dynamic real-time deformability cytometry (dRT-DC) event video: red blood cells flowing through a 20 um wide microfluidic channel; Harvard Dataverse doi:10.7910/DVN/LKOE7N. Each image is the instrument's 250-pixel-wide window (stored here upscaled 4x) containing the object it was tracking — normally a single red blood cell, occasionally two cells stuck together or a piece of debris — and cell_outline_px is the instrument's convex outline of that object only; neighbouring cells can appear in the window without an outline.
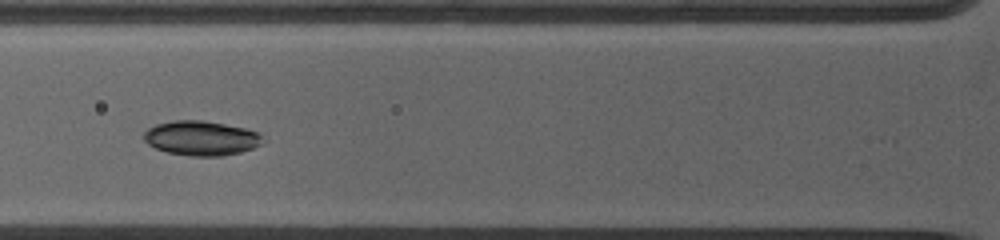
{"species": "common noctule bat (a hibernating species)", "species_latin": "Nyctalus noctula", "temperature_condition": "warm", "stored_images_in_passage": 17, "camera_frame_rate_fps": 5000, "um_per_image_px": 0.085, "animal": {"sex": "female", "body_mass_g": 19.0, "forearm_length_mm": 53.3}, "frame": {"image": 1, "passage_image": 2, "time_ms": 1.0, "image_size_px": [1000, 240], "cell_outline_px": [[260, 144], [252, 148], [240, 152], [220, 156], [192, 156], [168, 152], [156, 148], [148, 144], [144, 140], [144, 132], [148, 128], [156, 124], [176, 120], [196, 120], [244, 128], [256, 132], [260, 136]], "centroid_in_image_um": [17.03, 11.75], "position_along_channel_um": 108.8, "area_um2": 23.35}}
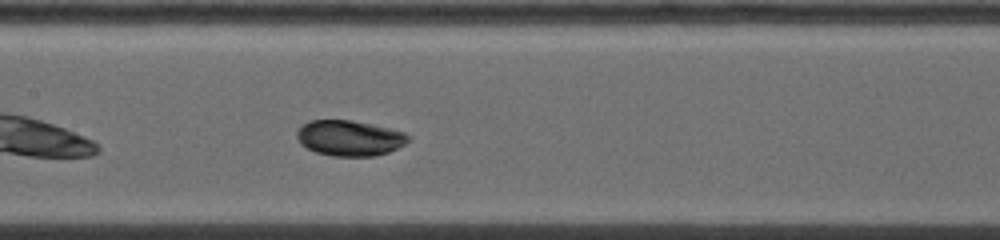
{"frame": {"image": 2, "passage_image": 5, "time_ms": 2.8, "image_size_px": [1000, 240], "cell_outline_px": [[412, 136], [404, 144], [388, 152], [376, 156], [332, 156], [316, 152], [300, 144], [296, 136], [296, 132], [304, 124], [312, 120], [348, 120], [404, 132]], "centroid_in_image_um": [29.69, 11.75], "position_along_channel_um": 177.7, "area_um2": 22.72}}
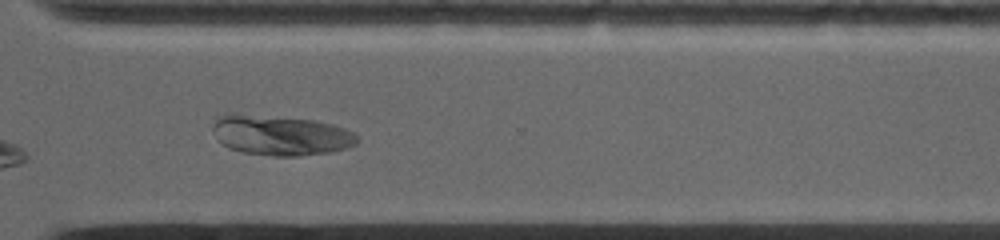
{"frame": {"image": 3, "passage_image": 14, "time_ms": 7.2, "image_size_px": [1000, 240], "cell_outline_px": [[360, 140], [356, 144], [348, 148], [332, 152], [300, 156], [272, 156], [244, 152], [228, 148], [220, 140], [212, 128], [216, 120], [224, 116], [244, 116], [312, 120], [332, 124], [344, 128], [352, 132]], "centroid_in_image_um": [23.97, 11.56], "position_along_channel_um": 346.6, "area_um2": 32.54}}